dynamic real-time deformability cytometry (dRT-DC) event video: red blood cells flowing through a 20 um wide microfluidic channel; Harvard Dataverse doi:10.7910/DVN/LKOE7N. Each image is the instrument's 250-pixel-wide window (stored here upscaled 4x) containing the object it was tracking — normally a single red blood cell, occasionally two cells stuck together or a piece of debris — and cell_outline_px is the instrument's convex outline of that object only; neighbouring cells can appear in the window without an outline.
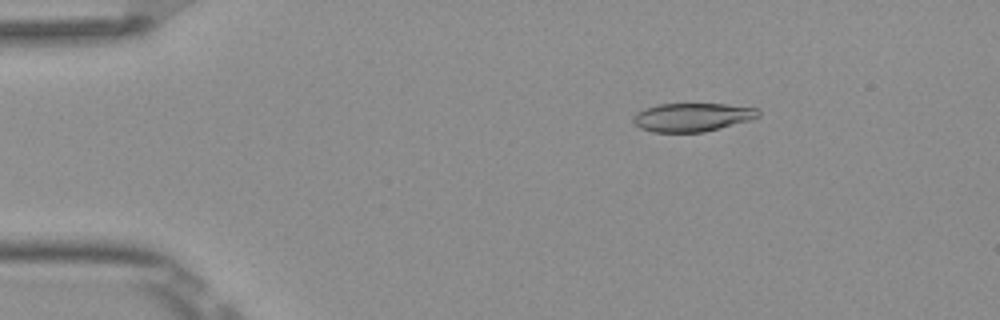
{"species": "Egyptian fruit bat (a non-hibernating species)", "species_latin": "Rousettus aegyptiacus", "temperature_condition": "room temperature", "stored_images_in_passage": 6, "camera_frame_rate_fps": 3000, "um_per_image_px": 0.085, "frame": {"image": 1, "passage_image": 6, "time_ms": 1.667, "image_size_px": [1000, 320], "cell_outline_px": [[760, 116], [752, 120], [704, 132], [652, 132], [640, 128], [632, 120], [636, 112], [644, 108], [656, 104], [724, 104], [756, 108], [760, 112]], "centroid_in_image_um": [58.84, 9.96], "position_along_channel_um": 26.2, "area_um2": 20.87}}